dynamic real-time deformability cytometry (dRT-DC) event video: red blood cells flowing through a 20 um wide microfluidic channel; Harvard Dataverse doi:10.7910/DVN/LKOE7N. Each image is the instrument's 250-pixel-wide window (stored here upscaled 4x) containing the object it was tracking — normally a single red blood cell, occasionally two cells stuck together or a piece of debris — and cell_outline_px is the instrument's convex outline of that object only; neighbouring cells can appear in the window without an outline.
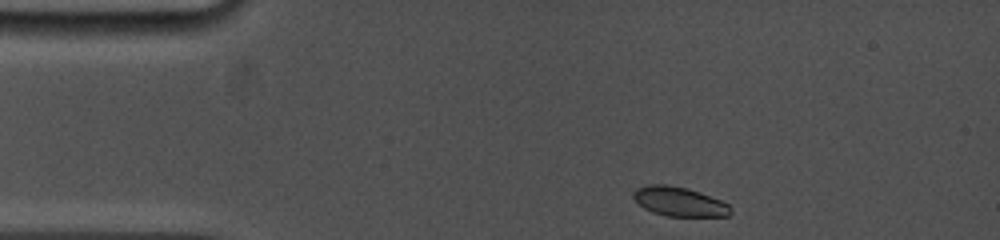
{"species": "common noctule bat (a hibernating species)", "species_latin": "Nyctalus noctula", "temperature_condition": "cold", "stored_images_in_passage": 51, "camera_frame_rate_fps": 5000, "um_per_image_px": 0.085, "animal": {"sex": "female", "body_mass_g": 19.0, "forearm_length_mm": 53.3}, "frame": {"image": 1, "passage_image": 1, "time_ms": 0.0, "image_size_px": [1000, 240], "cell_outline_px": [[732, 212], [728, 216], [668, 216], [652, 212], [644, 208], [632, 196], [632, 192], [636, 188], [648, 184], [668, 184], [688, 188], [700, 192], [720, 200], [728, 204], [732, 208]], "centroid_in_image_um": [57.73, 17.12], "position_along_channel_um": 27.3, "area_um2": 16.7}}
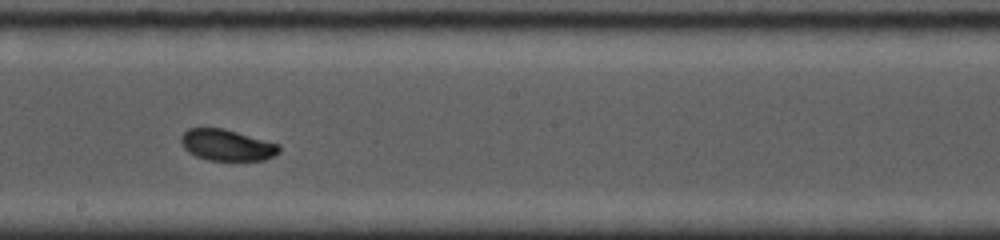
{"frame": {"image": 2, "passage_image": 28, "time_ms": 6.6, "image_size_px": [1000, 240], "cell_outline_px": [[280, 152], [264, 160], [208, 160], [196, 156], [188, 152], [180, 144], [180, 136], [188, 128], [224, 128], [280, 144]], "centroid_in_image_um": [19.26, 12.32], "position_along_channel_um": 228.9, "area_um2": 17.98}}
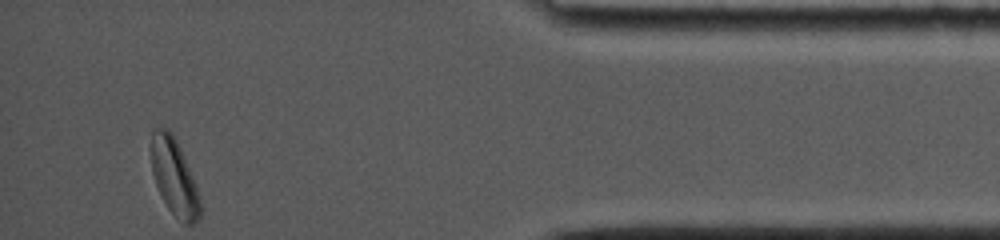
{"frame": {"image": 3, "passage_image": 51, "time_ms": 12.4, "image_size_px": [1000, 240], "cell_outline_px": [[200, 220], [196, 224], [184, 224], [168, 208], [156, 184], [152, 172], [152, 132], [156, 128], [168, 128], [172, 132], [180, 148], [196, 188], [200, 200]], "centroid_in_image_um": [14.82, 15.07], "position_along_channel_um": 420.4, "area_um2": 21.21}, "authors_computed_cell_mechanics": {"area_um2": 18.0914, "velocity_mm_per_s": 3.8922, "shape_relaxation_time_tau1_ms": 2.7204, "shape_relaxation_time_tau2_ms": 3.1476, "deformation_change_tau1": 0.1069, "deformation_change_tau2": 0.0433}}